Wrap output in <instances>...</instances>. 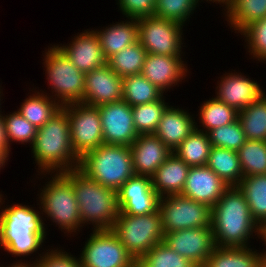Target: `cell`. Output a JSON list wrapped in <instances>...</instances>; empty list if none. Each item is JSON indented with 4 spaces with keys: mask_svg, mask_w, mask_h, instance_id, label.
<instances>
[{
    "mask_svg": "<svg viewBox=\"0 0 266 267\" xmlns=\"http://www.w3.org/2000/svg\"><path fill=\"white\" fill-rule=\"evenodd\" d=\"M238 120L246 139L266 141V93L239 111Z\"/></svg>",
    "mask_w": 266,
    "mask_h": 267,
    "instance_id": "32",
    "label": "cell"
},
{
    "mask_svg": "<svg viewBox=\"0 0 266 267\" xmlns=\"http://www.w3.org/2000/svg\"><path fill=\"white\" fill-rule=\"evenodd\" d=\"M138 41L148 54L184 56V26L178 22L147 16L137 19Z\"/></svg>",
    "mask_w": 266,
    "mask_h": 267,
    "instance_id": "9",
    "label": "cell"
},
{
    "mask_svg": "<svg viewBox=\"0 0 266 267\" xmlns=\"http://www.w3.org/2000/svg\"><path fill=\"white\" fill-rule=\"evenodd\" d=\"M0 149L9 157L11 148L7 140L5 124L3 121L2 112H0Z\"/></svg>",
    "mask_w": 266,
    "mask_h": 267,
    "instance_id": "44",
    "label": "cell"
},
{
    "mask_svg": "<svg viewBox=\"0 0 266 267\" xmlns=\"http://www.w3.org/2000/svg\"><path fill=\"white\" fill-rule=\"evenodd\" d=\"M29 91L32 94L28 92L30 95H27L28 97L21 102L17 112L38 129L48 122L62 106L47 94L39 91V88L36 90V87H33Z\"/></svg>",
    "mask_w": 266,
    "mask_h": 267,
    "instance_id": "26",
    "label": "cell"
},
{
    "mask_svg": "<svg viewBox=\"0 0 266 267\" xmlns=\"http://www.w3.org/2000/svg\"><path fill=\"white\" fill-rule=\"evenodd\" d=\"M229 186L213 170L204 166L190 167L181 195L212 208Z\"/></svg>",
    "mask_w": 266,
    "mask_h": 267,
    "instance_id": "20",
    "label": "cell"
},
{
    "mask_svg": "<svg viewBox=\"0 0 266 267\" xmlns=\"http://www.w3.org/2000/svg\"><path fill=\"white\" fill-rule=\"evenodd\" d=\"M163 95H165V93H162L142 74L131 75L123 78L122 100L131 107L157 101Z\"/></svg>",
    "mask_w": 266,
    "mask_h": 267,
    "instance_id": "34",
    "label": "cell"
},
{
    "mask_svg": "<svg viewBox=\"0 0 266 267\" xmlns=\"http://www.w3.org/2000/svg\"><path fill=\"white\" fill-rule=\"evenodd\" d=\"M70 122L71 143L81 159L87 152L104 144L100 111L97 106L72 103L62 107Z\"/></svg>",
    "mask_w": 266,
    "mask_h": 267,
    "instance_id": "12",
    "label": "cell"
},
{
    "mask_svg": "<svg viewBox=\"0 0 266 267\" xmlns=\"http://www.w3.org/2000/svg\"><path fill=\"white\" fill-rule=\"evenodd\" d=\"M2 194H3L2 191H0V201H1Z\"/></svg>",
    "mask_w": 266,
    "mask_h": 267,
    "instance_id": "51",
    "label": "cell"
},
{
    "mask_svg": "<svg viewBox=\"0 0 266 267\" xmlns=\"http://www.w3.org/2000/svg\"><path fill=\"white\" fill-rule=\"evenodd\" d=\"M162 96L159 100L131 107L135 130L140 134H154L166 108L170 105Z\"/></svg>",
    "mask_w": 266,
    "mask_h": 267,
    "instance_id": "35",
    "label": "cell"
},
{
    "mask_svg": "<svg viewBox=\"0 0 266 267\" xmlns=\"http://www.w3.org/2000/svg\"><path fill=\"white\" fill-rule=\"evenodd\" d=\"M55 45L85 74L107 64L100 40L93 28L78 32L67 44Z\"/></svg>",
    "mask_w": 266,
    "mask_h": 267,
    "instance_id": "18",
    "label": "cell"
},
{
    "mask_svg": "<svg viewBox=\"0 0 266 267\" xmlns=\"http://www.w3.org/2000/svg\"><path fill=\"white\" fill-rule=\"evenodd\" d=\"M61 173L74 188L82 226L112 230L119 214L117 191L92 180L79 168Z\"/></svg>",
    "mask_w": 266,
    "mask_h": 267,
    "instance_id": "4",
    "label": "cell"
},
{
    "mask_svg": "<svg viewBox=\"0 0 266 267\" xmlns=\"http://www.w3.org/2000/svg\"><path fill=\"white\" fill-rule=\"evenodd\" d=\"M100 111L103 141L107 145H132L138 138L131 106L124 100L97 106Z\"/></svg>",
    "mask_w": 266,
    "mask_h": 267,
    "instance_id": "13",
    "label": "cell"
},
{
    "mask_svg": "<svg viewBox=\"0 0 266 267\" xmlns=\"http://www.w3.org/2000/svg\"><path fill=\"white\" fill-rule=\"evenodd\" d=\"M238 188L245 195L253 220L266 221V174L243 177Z\"/></svg>",
    "mask_w": 266,
    "mask_h": 267,
    "instance_id": "30",
    "label": "cell"
},
{
    "mask_svg": "<svg viewBox=\"0 0 266 267\" xmlns=\"http://www.w3.org/2000/svg\"><path fill=\"white\" fill-rule=\"evenodd\" d=\"M8 159L10 158L0 149V171L4 169L6 164L8 165Z\"/></svg>",
    "mask_w": 266,
    "mask_h": 267,
    "instance_id": "48",
    "label": "cell"
},
{
    "mask_svg": "<svg viewBox=\"0 0 266 267\" xmlns=\"http://www.w3.org/2000/svg\"><path fill=\"white\" fill-rule=\"evenodd\" d=\"M228 71L218 77L215 98L238 112L255 102L265 89L253 78L236 70ZM264 89V90H263Z\"/></svg>",
    "mask_w": 266,
    "mask_h": 267,
    "instance_id": "16",
    "label": "cell"
},
{
    "mask_svg": "<svg viewBox=\"0 0 266 267\" xmlns=\"http://www.w3.org/2000/svg\"><path fill=\"white\" fill-rule=\"evenodd\" d=\"M94 31L100 40L106 59L138 41L137 19L118 20L100 29L96 28Z\"/></svg>",
    "mask_w": 266,
    "mask_h": 267,
    "instance_id": "24",
    "label": "cell"
},
{
    "mask_svg": "<svg viewBox=\"0 0 266 267\" xmlns=\"http://www.w3.org/2000/svg\"><path fill=\"white\" fill-rule=\"evenodd\" d=\"M222 13L229 28L239 35L251 23L266 17V0H232Z\"/></svg>",
    "mask_w": 266,
    "mask_h": 267,
    "instance_id": "27",
    "label": "cell"
},
{
    "mask_svg": "<svg viewBox=\"0 0 266 267\" xmlns=\"http://www.w3.org/2000/svg\"><path fill=\"white\" fill-rule=\"evenodd\" d=\"M135 175L151 177L172 151L154 134H140L130 145Z\"/></svg>",
    "mask_w": 266,
    "mask_h": 267,
    "instance_id": "21",
    "label": "cell"
},
{
    "mask_svg": "<svg viewBox=\"0 0 266 267\" xmlns=\"http://www.w3.org/2000/svg\"><path fill=\"white\" fill-rule=\"evenodd\" d=\"M199 3L204 2V1H208V4L210 3H215V4H219L221 5L220 7H222V11L225 10L232 2V0H198ZM224 7V8H223Z\"/></svg>",
    "mask_w": 266,
    "mask_h": 267,
    "instance_id": "47",
    "label": "cell"
},
{
    "mask_svg": "<svg viewBox=\"0 0 266 267\" xmlns=\"http://www.w3.org/2000/svg\"><path fill=\"white\" fill-rule=\"evenodd\" d=\"M79 169L92 180L115 191L135 175L130 146L125 145H100L80 159Z\"/></svg>",
    "mask_w": 266,
    "mask_h": 267,
    "instance_id": "6",
    "label": "cell"
},
{
    "mask_svg": "<svg viewBox=\"0 0 266 267\" xmlns=\"http://www.w3.org/2000/svg\"><path fill=\"white\" fill-rule=\"evenodd\" d=\"M206 166L229 187L238 186L243 178L238 153L231 149L212 146Z\"/></svg>",
    "mask_w": 266,
    "mask_h": 267,
    "instance_id": "29",
    "label": "cell"
},
{
    "mask_svg": "<svg viewBox=\"0 0 266 267\" xmlns=\"http://www.w3.org/2000/svg\"><path fill=\"white\" fill-rule=\"evenodd\" d=\"M259 250L251 246H216L202 267H262Z\"/></svg>",
    "mask_w": 266,
    "mask_h": 267,
    "instance_id": "25",
    "label": "cell"
},
{
    "mask_svg": "<svg viewBox=\"0 0 266 267\" xmlns=\"http://www.w3.org/2000/svg\"><path fill=\"white\" fill-rule=\"evenodd\" d=\"M262 258H263L262 266H263V267H266V257H262Z\"/></svg>",
    "mask_w": 266,
    "mask_h": 267,
    "instance_id": "50",
    "label": "cell"
},
{
    "mask_svg": "<svg viewBox=\"0 0 266 267\" xmlns=\"http://www.w3.org/2000/svg\"><path fill=\"white\" fill-rule=\"evenodd\" d=\"M6 114L2 112L9 147L11 148L14 142L22 145H27V143L32 145L37 134V128L17 111Z\"/></svg>",
    "mask_w": 266,
    "mask_h": 267,
    "instance_id": "39",
    "label": "cell"
},
{
    "mask_svg": "<svg viewBox=\"0 0 266 267\" xmlns=\"http://www.w3.org/2000/svg\"><path fill=\"white\" fill-rule=\"evenodd\" d=\"M52 249H51V248ZM45 248L44 254L35 262L36 267H81L80 257L66 252L63 247L50 246ZM63 248V249H62Z\"/></svg>",
    "mask_w": 266,
    "mask_h": 267,
    "instance_id": "42",
    "label": "cell"
},
{
    "mask_svg": "<svg viewBox=\"0 0 266 267\" xmlns=\"http://www.w3.org/2000/svg\"><path fill=\"white\" fill-rule=\"evenodd\" d=\"M190 166L174 153L151 176L154 190L160 197L181 194Z\"/></svg>",
    "mask_w": 266,
    "mask_h": 267,
    "instance_id": "23",
    "label": "cell"
},
{
    "mask_svg": "<svg viewBox=\"0 0 266 267\" xmlns=\"http://www.w3.org/2000/svg\"><path fill=\"white\" fill-rule=\"evenodd\" d=\"M37 175L43 176L39 179L48 178L41 185L37 194L39 202H36L41 206L44 224L47 219L68 237H75L84 227L72 183L61 172Z\"/></svg>",
    "mask_w": 266,
    "mask_h": 267,
    "instance_id": "5",
    "label": "cell"
},
{
    "mask_svg": "<svg viewBox=\"0 0 266 267\" xmlns=\"http://www.w3.org/2000/svg\"><path fill=\"white\" fill-rule=\"evenodd\" d=\"M147 52L139 41L107 59V65L120 77L141 74Z\"/></svg>",
    "mask_w": 266,
    "mask_h": 267,
    "instance_id": "33",
    "label": "cell"
},
{
    "mask_svg": "<svg viewBox=\"0 0 266 267\" xmlns=\"http://www.w3.org/2000/svg\"><path fill=\"white\" fill-rule=\"evenodd\" d=\"M183 56H168L148 54L146 55L142 75L162 93H166L173 87H179V84L185 81L190 69ZM185 60V61H184ZM184 80V81H182Z\"/></svg>",
    "mask_w": 266,
    "mask_h": 267,
    "instance_id": "17",
    "label": "cell"
},
{
    "mask_svg": "<svg viewBox=\"0 0 266 267\" xmlns=\"http://www.w3.org/2000/svg\"><path fill=\"white\" fill-rule=\"evenodd\" d=\"M211 228L216 246H252L250 240L257 238L258 224L238 186L228 187L211 208Z\"/></svg>",
    "mask_w": 266,
    "mask_h": 267,
    "instance_id": "2",
    "label": "cell"
},
{
    "mask_svg": "<svg viewBox=\"0 0 266 267\" xmlns=\"http://www.w3.org/2000/svg\"><path fill=\"white\" fill-rule=\"evenodd\" d=\"M164 233L211 227V208L181 194L160 197Z\"/></svg>",
    "mask_w": 266,
    "mask_h": 267,
    "instance_id": "11",
    "label": "cell"
},
{
    "mask_svg": "<svg viewBox=\"0 0 266 267\" xmlns=\"http://www.w3.org/2000/svg\"><path fill=\"white\" fill-rule=\"evenodd\" d=\"M261 239L260 242H264L262 243V246H265L266 249V221L258 224V231H257V239ZM264 248L262 249L263 251H261V256L262 257H266V250Z\"/></svg>",
    "mask_w": 266,
    "mask_h": 267,
    "instance_id": "45",
    "label": "cell"
},
{
    "mask_svg": "<svg viewBox=\"0 0 266 267\" xmlns=\"http://www.w3.org/2000/svg\"><path fill=\"white\" fill-rule=\"evenodd\" d=\"M123 18L154 16L156 0H115Z\"/></svg>",
    "mask_w": 266,
    "mask_h": 267,
    "instance_id": "43",
    "label": "cell"
},
{
    "mask_svg": "<svg viewBox=\"0 0 266 267\" xmlns=\"http://www.w3.org/2000/svg\"><path fill=\"white\" fill-rule=\"evenodd\" d=\"M208 136L212 146L234 151H238L247 140L239 120L212 129Z\"/></svg>",
    "mask_w": 266,
    "mask_h": 267,
    "instance_id": "41",
    "label": "cell"
},
{
    "mask_svg": "<svg viewBox=\"0 0 266 267\" xmlns=\"http://www.w3.org/2000/svg\"><path fill=\"white\" fill-rule=\"evenodd\" d=\"M79 255L81 267H137L112 230H91Z\"/></svg>",
    "mask_w": 266,
    "mask_h": 267,
    "instance_id": "10",
    "label": "cell"
},
{
    "mask_svg": "<svg viewBox=\"0 0 266 267\" xmlns=\"http://www.w3.org/2000/svg\"><path fill=\"white\" fill-rule=\"evenodd\" d=\"M199 5L198 0H156L154 16L186 26Z\"/></svg>",
    "mask_w": 266,
    "mask_h": 267,
    "instance_id": "38",
    "label": "cell"
},
{
    "mask_svg": "<svg viewBox=\"0 0 266 267\" xmlns=\"http://www.w3.org/2000/svg\"><path fill=\"white\" fill-rule=\"evenodd\" d=\"M163 242L197 267H202L216 247L211 227L165 233Z\"/></svg>",
    "mask_w": 266,
    "mask_h": 267,
    "instance_id": "14",
    "label": "cell"
},
{
    "mask_svg": "<svg viewBox=\"0 0 266 267\" xmlns=\"http://www.w3.org/2000/svg\"><path fill=\"white\" fill-rule=\"evenodd\" d=\"M123 98V78L107 64L85 74L83 104L99 106L121 101Z\"/></svg>",
    "mask_w": 266,
    "mask_h": 267,
    "instance_id": "19",
    "label": "cell"
},
{
    "mask_svg": "<svg viewBox=\"0 0 266 267\" xmlns=\"http://www.w3.org/2000/svg\"><path fill=\"white\" fill-rule=\"evenodd\" d=\"M42 53L45 76L50 93L41 92L56 100L62 107L83 103L85 73L78 70L69 58L54 43Z\"/></svg>",
    "mask_w": 266,
    "mask_h": 267,
    "instance_id": "7",
    "label": "cell"
},
{
    "mask_svg": "<svg viewBox=\"0 0 266 267\" xmlns=\"http://www.w3.org/2000/svg\"><path fill=\"white\" fill-rule=\"evenodd\" d=\"M241 38L245 41L246 53L256 61L266 64V17L254 21L241 33Z\"/></svg>",
    "mask_w": 266,
    "mask_h": 267,
    "instance_id": "40",
    "label": "cell"
},
{
    "mask_svg": "<svg viewBox=\"0 0 266 267\" xmlns=\"http://www.w3.org/2000/svg\"><path fill=\"white\" fill-rule=\"evenodd\" d=\"M0 267H5L4 265H0ZM6 267H36V264H35V261H28L27 259L26 260H17V261H14L13 263L11 264H7Z\"/></svg>",
    "mask_w": 266,
    "mask_h": 267,
    "instance_id": "46",
    "label": "cell"
},
{
    "mask_svg": "<svg viewBox=\"0 0 266 267\" xmlns=\"http://www.w3.org/2000/svg\"><path fill=\"white\" fill-rule=\"evenodd\" d=\"M2 88V86H1V83H0V112H2V102L1 101H3V98L4 97H2L4 94H3V89H1Z\"/></svg>",
    "mask_w": 266,
    "mask_h": 267,
    "instance_id": "49",
    "label": "cell"
},
{
    "mask_svg": "<svg viewBox=\"0 0 266 267\" xmlns=\"http://www.w3.org/2000/svg\"><path fill=\"white\" fill-rule=\"evenodd\" d=\"M38 173H58L79 168L80 158L75 154L70 135L67 112L61 108L48 122L37 129L29 146Z\"/></svg>",
    "mask_w": 266,
    "mask_h": 267,
    "instance_id": "3",
    "label": "cell"
},
{
    "mask_svg": "<svg viewBox=\"0 0 266 267\" xmlns=\"http://www.w3.org/2000/svg\"><path fill=\"white\" fill-rule=\"evenodd\" d=\"M211 147L208 133L196 128L173 153L190 167L204 166Z\"/></svg>",
    "mask_w": 266,
    "mask_h": 267,
    "instance_id": "31",
    "label": "cell"
},
{
    "mask_svg": "<svg viewBox=\"0 0 266 267\" xmlns=\"http://www.w3.org/2000/svg\"><path fill=\"white\" fill-rule=\"evenodd\" d=\"M198 108L199 110L197 112L199 113L195 118L199 122H196V128L205 133L238 120L239 112L233 107L217 100L215 97H211V99L209 98L202 102Z\"/></svg>",
    "mask_w": 266,
    "mask_h": 267,
    "instance_id": "28",
    "label": "cell"
},
{
    "mask_svg": "<svg viewBox=\"0 0 266 267\" xmlns=\"http://www.w3.org/2000/svg\"><path fill=\"white\" fill-rule=\"evenodd\" d=\"M137 267H197L189 259L172 250L163 241L152 247L138 262Z\"/></svg>",
    "mask_w": 266,
    "mask_h": 267,
    "instance_id": "37",
    "label": "cell"
},
{
    "mask_svg": "<svg viewBox=\"0 0 266 267\" xmlns=\"http://www.w3.org/2000/svg\"><path fill=\"white\" fill-rule=\"evenodd\" d=\"M188 111L169 105L154 132L172 153L196 129L195 114Z\"/></svg>",
    "mask_w": 266,
    "mask_h": 267,
    "instance_id": "22",
    "label": "cell"
},
{
    "mask_svg": "<svg viewBox=\"0 0 266 267\" xmlns=\"http://www.w3.org/2000/svg\"><path fill=\"white\" fill-rule=\"evenodd\" d=\"M4 197L3 194L0 201V248L14 256L15 260L21 258V261L32 255L34 257L33 253H38L36 258H29V261L32 259L36 262L44 254L45 240L49 232L47 224L43 222L41 206L38 203L36 209L28 203L26 205L16 202L5 206Z\"/></svg>",
    "mask_w": 266,
    "mask_h": 267,
    "instance_id": "1",
    "label": "cell"
},
{
    "mask_svg": "<svg viewBox=\"0 0 266 267\" xmlns=\"http://www.w3.org/2000/svg\"><path fill=\"white\" fill-rule=\"evenodd\" d=\"M237 153L243 177L266 174V141L247 139Z\"/></svg>",
    "mask_w": 266,
    "mask_h": 267,
    "instance_id": "36",
    "label": "cell"
},
{
    "mask_svg": "<svg viewBox=\"0 0 266 267\" xmlns=\"http://www.w3.org/2000/svg\"><path fill=\"white\" fill-rule=\"evenodd\" d=\"M117 198L119 212L126 215H146L159 210L160 196L149 176L129 178L117 191Z\"/></svg>",
    "mask_w": 266,
    "mask_h": 267,
    "instance_id": "15",
    "label": "cell"
},
{
    "mask_svg": "<svg viewBox=\"0 0 266 267\" xmlns=\"http://www.w3.org/2000/svg\"><path fill=\"white\" fill-rule=\"evenodd\" d=\"M112 231L136 262L162 242L165 235L160 210L146 215L119 212Z\"/></svg>",
    "mask_w": 266,
    "mask_h": 267,
    "instance_id": "8",
    "label": "cell"
}]
</instances>
